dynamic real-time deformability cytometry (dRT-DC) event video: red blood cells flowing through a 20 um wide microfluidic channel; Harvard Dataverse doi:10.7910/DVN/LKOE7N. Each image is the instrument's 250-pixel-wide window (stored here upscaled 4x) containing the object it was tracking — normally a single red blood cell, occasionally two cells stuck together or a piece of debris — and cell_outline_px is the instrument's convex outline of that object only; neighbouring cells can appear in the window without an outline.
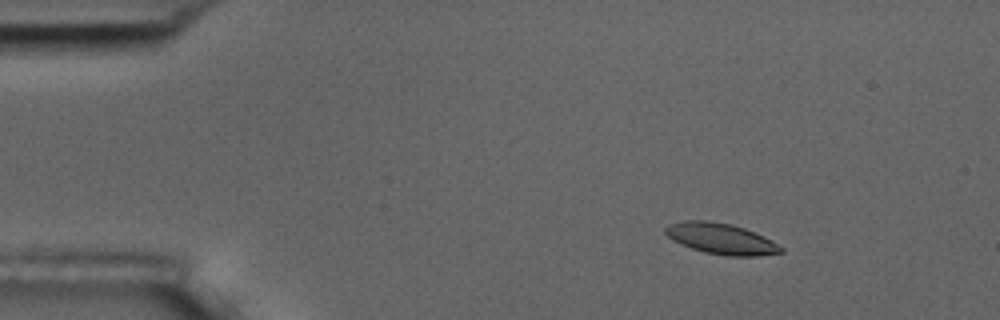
{"species": "common noctule bat (a hibernating species)", "species_latin": "Nyctalus noctula", "temperature_condition": "room temperature", "stored_images_in_passage": 5, "camera_frame_rate_fps": 3000, "um_per_image_px": 0.085, "animal": {"sex": "male", "body_mass_g": 17.5, "forearm_length_mm": 52.3}, "frame": {"image": 1, "passage_image": 3, "time_ms": 2.333, "image_size_px": [1000, 320], "cell_outline_px": [[784, 252], [756, 256], [728, 256], [704, 252], [680, 244], [672, 240], [664, 232], [664, 228], [668, 224], [684, 220], [704, 220], [732, 224], [744, 228], [764, 236], [772, 240], [784, 248]], "centroid_in_image_um": [61.28, 20.28], "position_along_channel_um": 23.7, "area_um2": 20.92}}